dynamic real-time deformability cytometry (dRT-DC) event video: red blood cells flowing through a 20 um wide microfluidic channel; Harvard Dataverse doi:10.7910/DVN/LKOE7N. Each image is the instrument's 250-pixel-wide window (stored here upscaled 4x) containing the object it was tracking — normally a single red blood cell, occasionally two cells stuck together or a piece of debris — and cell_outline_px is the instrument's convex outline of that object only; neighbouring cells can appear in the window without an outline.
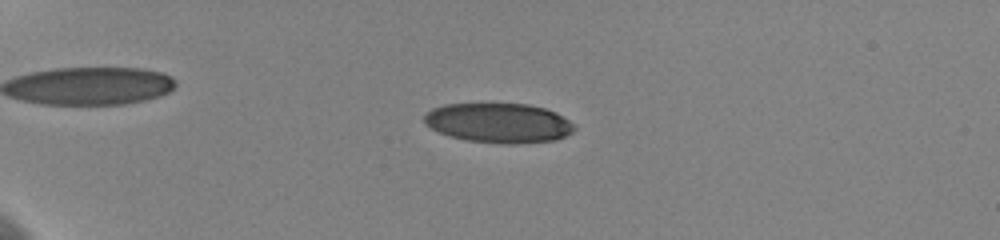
{"species": "human", "species_latin": "Homo sapiens", "temperature_condition": "cold", "stored_images_in_passage": 57, "camera_frame_rate_fps": 3000, "um_per_image_px": 0.085, "donor": {"sex": "female"}, "frame": {"image": 1, "passage_image": 15, "time_ms": 4.667, "image_size_px": [1000, 240], "cell_outline_px": [[576, 128], [572, 132], [556, 140], [516, 144], [508, 144], [468, 140], [452, 136], [440, 132], [424, 124], [424, 116], [432, 108], [444, 104], [528, 104], [544, 108], [556, 112], [568, 120]], "centroid_in_image_um": [42.4, 10.44], "position_along_channel_um": 42.6, "area_um2": 34.45}}
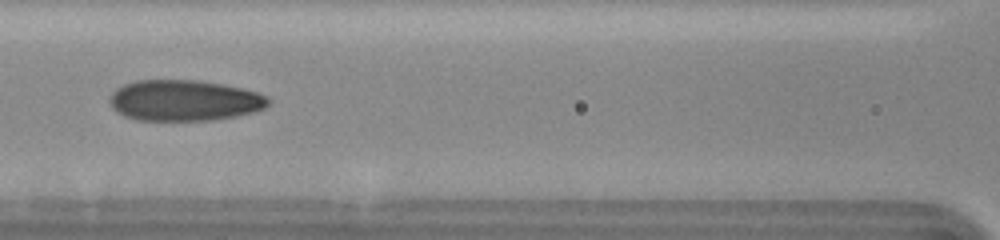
{"frame": {"image": 2, "passage_image": 29, "time_ms": 9.333, "image_size_px": [1000, 240], "cell_outline_px": [[272, 100], [264, 108], [252, 112], [236, 116], [212, 120], [136, 120], [124, 116], [116, 112], [112, 108], [108, 100], [112, 92], [116, 88], [124, 84], [136, 80], [196, 80], [224, 84], [256, 92], [268, 96]], "centroid_in_image_um": [15.63, 8.54], "position_along_channel_um": 151.0, "area_um2": 38.03}}
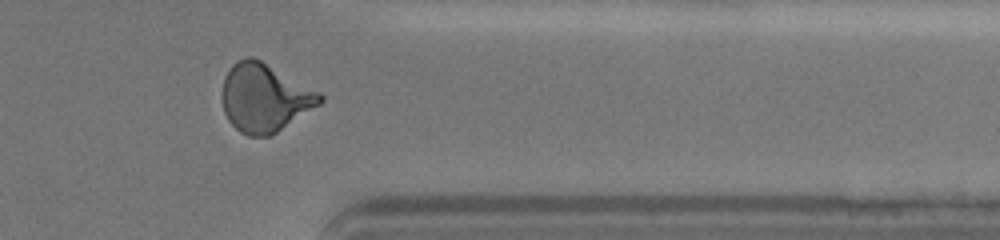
{"frame": {"image": 3, "passage_image": 49, "time_ms": 16.0, "image_size_px": [1000, 240], "cell_outline_px": [[324, 100], [320, 104], [272, 136], [248, 136], [240, 132], [228, 120], [224, 112], [224, 76], [232, 64], [236, 60], [244, 56], [252, 56], [260, 60], [320, 92], [324, 96]], "centroid_in_image_um": [22.51, 8.31], "position_along_channel_um": 388.9, "area_um2": 38.73}, "authors_computed_cell_mechanics": {"area_um2": 36.2406, "velocity_mm_per_s": 3.6032, "shape_relaxation_time_tau1_ms": 5.1133, "shape_relaxation_time_tau2_ms": 1.4445, "deformation_change_tau1": 0.1799, "deformation_change_tau2": 0.0793}}